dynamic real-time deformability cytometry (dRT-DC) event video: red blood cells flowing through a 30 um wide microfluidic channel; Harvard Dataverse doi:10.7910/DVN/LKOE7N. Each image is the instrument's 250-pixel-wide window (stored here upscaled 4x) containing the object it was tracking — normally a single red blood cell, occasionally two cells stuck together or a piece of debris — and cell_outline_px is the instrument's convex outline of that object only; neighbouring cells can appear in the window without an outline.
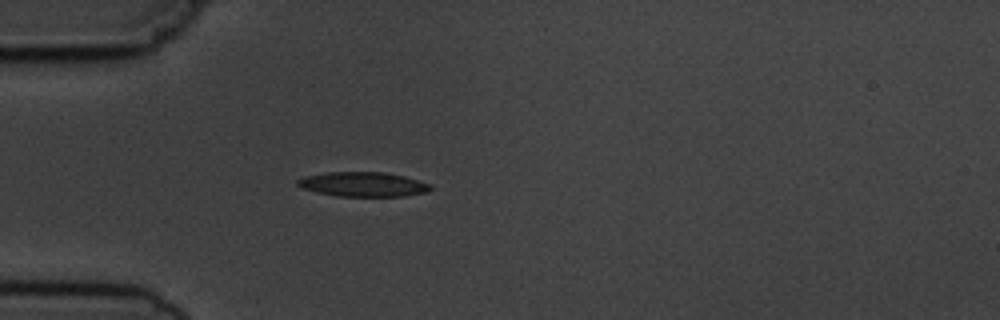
{"species": "common noctule bat (a hibernating species)", "species_latin": "Nyctalus noctula", "temperature_condition": "cold", "stored_images_in_passage": 3, "camera_frame_rate_fps": 3000, "um_per_image_px": 0.085, "animal": {"sex": "male", "body_mass_g": 19.5, "forearm_length_mm": 54.6}, "frame": {"image": 1, "passage_image": 3, "time_ms": 3.333, "image_size_px": [1000, 320], "cell_outline_px": [[432, 188], [428, 192], [404, 196], [336, 196], [316, 192], [300, 188], [296, 184], [296, 180], [304, 176], [328, 172], [384, 172], [404, 176], [432, 184]], "centroid_in_image_um": [30.85, 15.67], "position_along_channel_um": 54.2, "area_um2": 19.19}}